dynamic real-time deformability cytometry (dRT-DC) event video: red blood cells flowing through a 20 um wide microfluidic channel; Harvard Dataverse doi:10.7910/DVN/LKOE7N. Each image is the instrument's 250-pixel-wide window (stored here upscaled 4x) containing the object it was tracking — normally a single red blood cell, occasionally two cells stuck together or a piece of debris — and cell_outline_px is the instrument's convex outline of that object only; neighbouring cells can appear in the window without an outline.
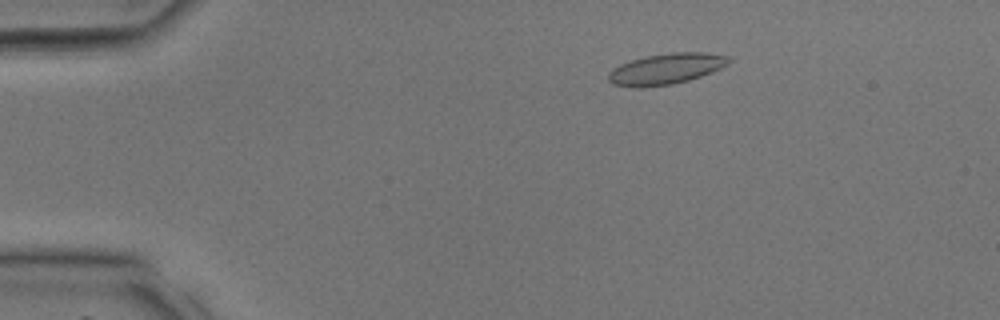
{"species": "common noctule bat (a hibernating species)", "species_latin": "Nyctalus noctula", "temperature_condition": "room temperature", "stored_images_in_passage": 11, "camera_frame_rate_fps": 3000, "um_per_image_px": 0.085, "animal": {"sex": "male", "body_mass_g": 17.9, "forearm_length_mm": 54.2}, "frame": {"image": 1, "passage_image": 3, "time_ms": 0.667, "image_size_px": [1000, 320], "cell_outline_px": [[732, 60], [728, 64], [712, 72], [688, 80], [672, 84], [640, 88], [636, 88], [612, 84], [608, 80], [608, 72], [620, 64], [632, 60], [648, 56], [672, 52], [708, 52], [728, 56]], "centroid_in_image_um": [56.62, 5.85], "position_along_channel_um": 28.4, "area_um2": 21.68}}
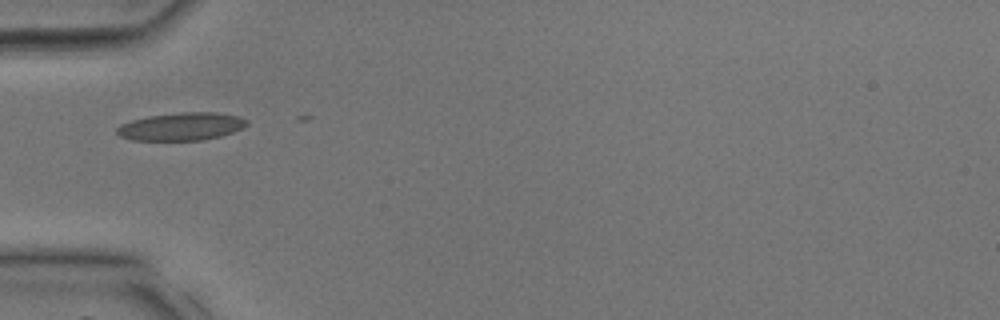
{"frame": {"image": 2, "passage_image": 9, "time_ms": 2.667, "image_size_px": [1000, 320], "cell_outline_px": [[248, 124], [244, 128], [220, 136], [200, 140], [132, 140], [120, 136], [116, 132], [116, 128], [120, 124], [132, 120], [148, 116], [180, 112], [216, 112], [240, 116], [248, 120]], "centroid_in_image_um": [15.43, 10.74], "position_along_channel_um": 69.6, "area_um2": 21.15}}